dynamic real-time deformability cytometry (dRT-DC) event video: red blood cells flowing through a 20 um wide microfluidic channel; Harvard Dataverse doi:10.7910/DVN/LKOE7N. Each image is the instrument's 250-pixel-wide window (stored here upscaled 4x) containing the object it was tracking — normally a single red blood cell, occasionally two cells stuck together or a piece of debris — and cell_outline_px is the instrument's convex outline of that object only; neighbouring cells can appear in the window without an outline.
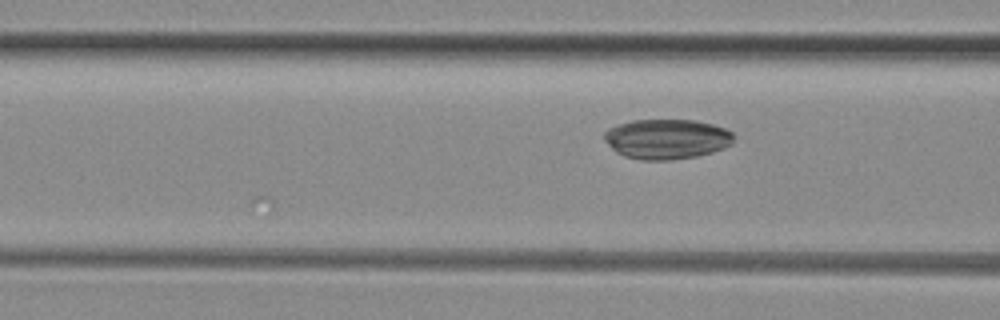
{"species": "common noctule bat (a hibernating species)", "species_latin": "Nyctalus noctula", "temperature_condition": "room temperature", "stored_images_in_passage": 11, "camera_frame_rate_fps": 3000, "um_per_image_px": 0.085, "animal": {"sex": "female", "body_mass_g": 29.2, "forearm_length_mm": 56.3}, "frame": {"image": 1, "passage_image": 11, "time_ms": 3.333, "image_size_px": [1000, 320], "cell_outline_px": [[732, 144], [724, 148], [712, 152], [696, 156], [672, 160], [640, 160], [624, 156], [616, 152], [604, 140], [604, 132], [608, 128], [632, 120], [696, 120], [712, 124], [724, 128], [732, 132]], "centroid_in_image_um": [56.66, 11.82], "position_along_channel_um": 109.9, "area_um2": 30.17}}